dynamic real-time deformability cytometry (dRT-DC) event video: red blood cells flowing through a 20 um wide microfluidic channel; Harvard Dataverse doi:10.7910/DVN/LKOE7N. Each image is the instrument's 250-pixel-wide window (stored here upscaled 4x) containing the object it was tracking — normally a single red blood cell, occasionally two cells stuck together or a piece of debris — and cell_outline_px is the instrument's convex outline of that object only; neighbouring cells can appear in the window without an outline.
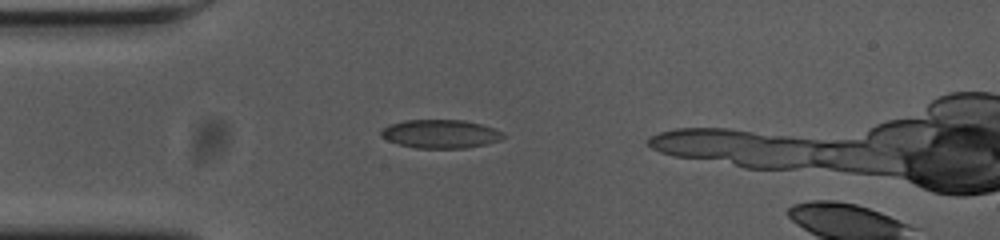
{"species": "common noctule bat (a hibernating species)", "species_latin": "Nyctalus noctula", "temperature_condition": "cold", "stored_images_in_passage": 32, "camera_frame_rate_fps": 3000, "um_per_image_px": 0.085, "animal": {"sex": "female", "body_mass_g": 23.0, "forearm_length_mm": 53.4}, "frame": {"image": 1, "passage_image": 1, "time_ms": 0.0, "image_size_px": [1000, 240], "cell_outline_px": [[508, 136], [500, 140], [484, 144], [464, 148], [416, 148], [400, 144], [388, 140], [380, 136], [380, 132], [388, 124], [404, 120], [464, 120], [496, 128], [504, 132]], "centroid_in_image_um": [37.47, 11.37], "position_along_channel_um": 47.5, "area_um2": 20.4}}
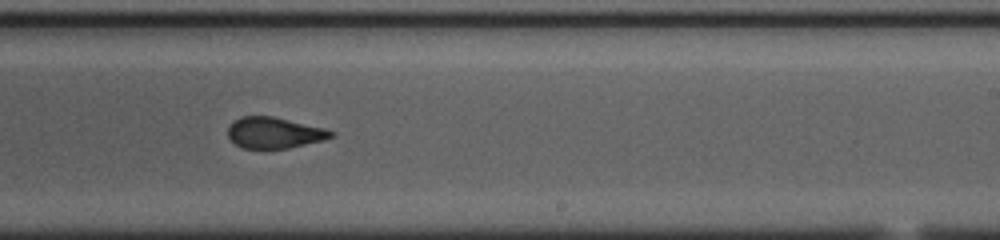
{"frame": {"image": 2, "passage_image": 20, "time_ms": 6.333, "image_size_px": [1000, 240], "cell_outline_px": [[336, 136], [324, 140], [288, 148], [240, 148], [228, 136], [228, 128], [240, 116], [272, 116], [324, 128], [336, 132]], "centroid_in_image_um": [23.35, 11.29], "position_along_channel_um": 265.7, "area_um2": 18.55}}
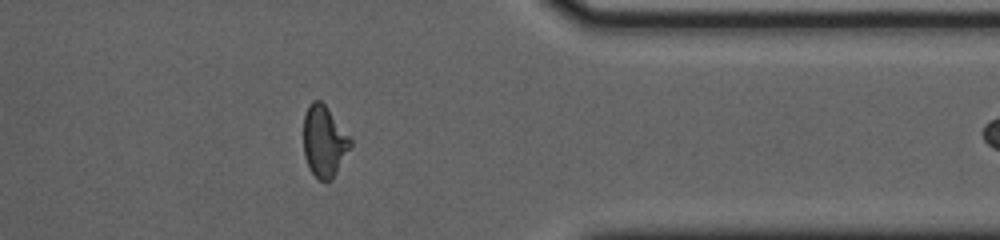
{"frame": {"image": 3, "passage_image": 31, "time_ms": 10.0, "image_size_px": [1000, 240], "cell_outline_px": [[352, 148], [332, 180], [320, 180], [308, 168], [304, 156], [304, 116], [312, 100], [320, 100], [328, 108], [352, 136]], "centroid_in_image_um": [27.6, 12.02], "position_along_channel_um": 383.8, "area_um2": 19.88}}